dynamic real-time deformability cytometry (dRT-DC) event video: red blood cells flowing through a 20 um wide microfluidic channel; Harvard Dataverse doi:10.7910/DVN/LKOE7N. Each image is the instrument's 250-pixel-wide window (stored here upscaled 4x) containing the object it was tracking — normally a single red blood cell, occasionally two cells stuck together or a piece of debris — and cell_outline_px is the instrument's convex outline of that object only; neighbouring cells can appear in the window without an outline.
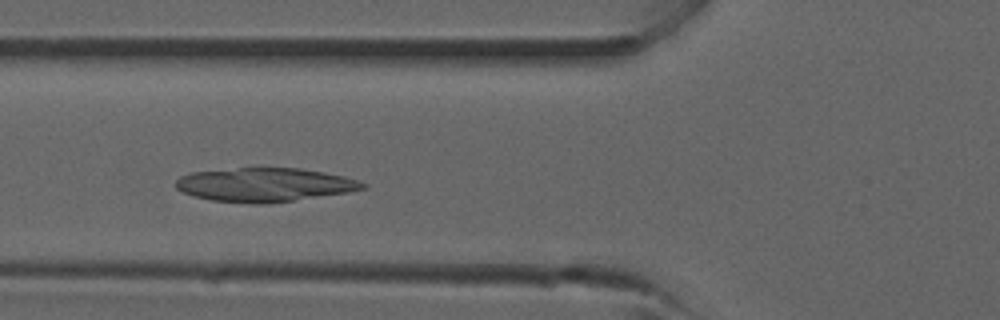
{"species": "common noctule bat (a hibernating species)", "species_latin": "Nyctalus noctula", "temperature_condition": "room temperature", "stored_images_in_passage": 34, "camera_frame_rate_fps": 3000, "um_per_image_px": 0.085, "animal": {"sex": "male", "forearm_length_mm": 52.5}, "frame": {"image": 1, "passage_image": 10, "time_ms": 3.0, "image_size_px": [1000, 320], "cell_outline_px": [[368, 184], [364, 188], [348, 192], [268, 204], [256, 204], [212, 200], [196, 196], [184, 192], [176, 188], [176, 180], [180, 176], [192, 172], [240, 168], [300, 168], [324, 172], [344, 176]], "centroid_in_image_um": [22.5, 15.7], "position_along_channel_um": 103.3, "area_um2": 36.53}}